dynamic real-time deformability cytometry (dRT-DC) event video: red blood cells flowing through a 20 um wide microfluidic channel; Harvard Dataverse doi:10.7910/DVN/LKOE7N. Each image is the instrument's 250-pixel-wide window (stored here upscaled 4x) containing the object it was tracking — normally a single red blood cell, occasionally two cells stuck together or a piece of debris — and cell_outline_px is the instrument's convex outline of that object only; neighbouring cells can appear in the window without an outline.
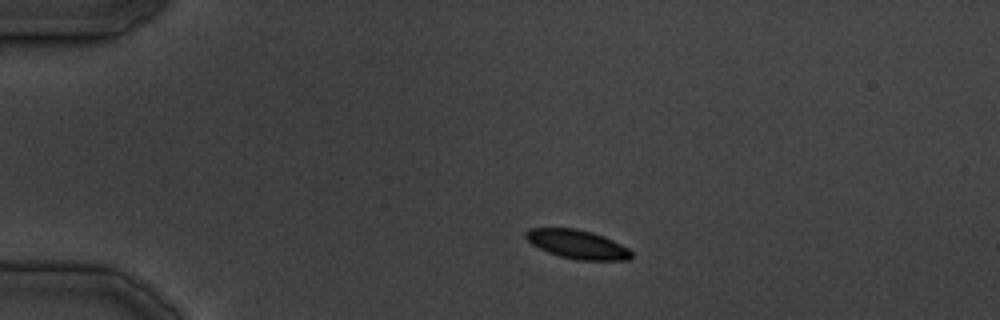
{"species": "common noctule bat (a hibernating species)", "species_latin": "Nyctalus noctula", "temperature_condition": "cold", "stored_images_in_passage": 15, "camera_frame_rate_fps": 3000, "um_per_image_px": 0.085, "animal": {"sex": "male", "body_mass_g": 19.5, "forearm_length_mm": 54.6}, "frame": {"image": 1, "passage_image": 1, "time_ms": 0.0, "image_size_px": [1000, 320], "cell_outline_px": [[632, 256], [628, 260], [576, 260], [560, 256], [548, 252], [532, 244], [524, 236], [524, 232], [528, 228], [576, 228], [592, 232], [604, 236], [628, 248], [632, 252]], "centroid_in_image_um": [49.06, 20.76], "position_along_channel_um": 35.9, "area_um2": 17.74}}